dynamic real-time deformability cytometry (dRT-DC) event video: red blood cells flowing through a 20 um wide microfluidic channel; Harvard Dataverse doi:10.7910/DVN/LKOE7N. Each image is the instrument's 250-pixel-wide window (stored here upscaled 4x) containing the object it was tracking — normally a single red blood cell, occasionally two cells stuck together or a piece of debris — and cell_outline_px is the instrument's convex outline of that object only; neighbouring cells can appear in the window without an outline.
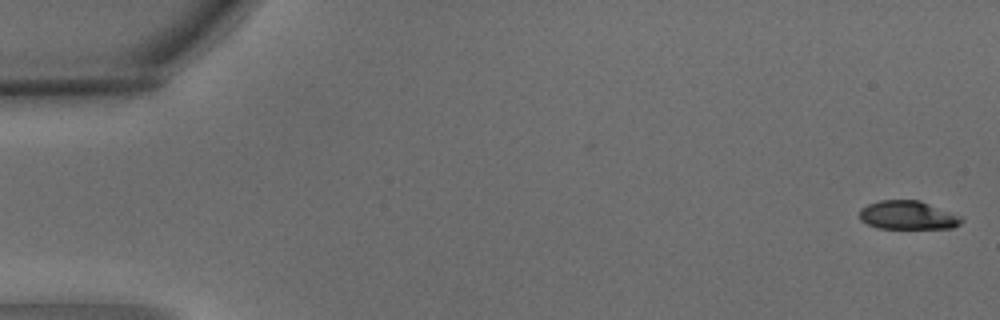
{"species": "common noctule bat (a hibernating species)", "species_latin": "Nyctalus noctula", "temperature_condition": "warm", "stored_images_in_passage": 6, "segment_of_instrument_passage": [1, 2], "camera_frame_rate_fps": 3000, "um_per_image_px": 0.085, "animal": {"sex": "male", "body_mass_g": 15.6}, "frame": {"image": 1, "passage_image": 1, "time_ms": 0.0, "image_size_px": [1000, 320], "cell_outline_px": [[964, 220], [960, 224], [952, 228], [876, 228], [860, 220], [860, 208], [868, 204], [880, 200], [920, 200], [964, 216]], "centroid_in_image_um": [77.21, 18.29], "position_along_channel_um": 7.8, "area_um2": 17.22}}